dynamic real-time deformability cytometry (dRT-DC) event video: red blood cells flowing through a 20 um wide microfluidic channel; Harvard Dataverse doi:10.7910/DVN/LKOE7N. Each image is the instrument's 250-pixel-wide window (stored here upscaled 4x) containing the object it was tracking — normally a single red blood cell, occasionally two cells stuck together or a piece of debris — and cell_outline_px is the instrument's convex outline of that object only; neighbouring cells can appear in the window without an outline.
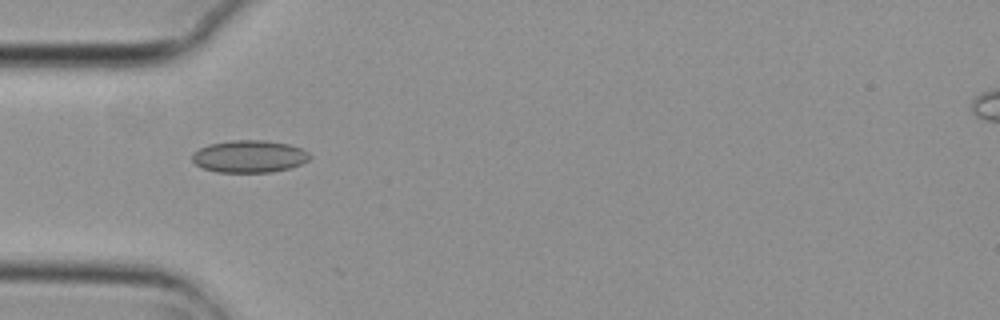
{"species": "common noctule bat (a hibernating species)", "species_latin": "Nyctalus noctula", "temperature_condition": "cold", "stored_images_in_passage": 4, "camera_frame_rate_fps": 3000, "um_per_image_px": 0.085, "animal": {"sex": "female", "body_mass_g": 29.2, "forearm_length_mm": 56.3}, "frame": {"image": 1, "passage_image": 4, "time_ms": 1.0, "image_size_px": [1000, 320], "cell_outline_px": [[312, 156], [308, 160], [300, 164], [288, 168], [272, 172], [216, 172], [204, 168], [196, 164], [192, 160], [192, 152], [208, 144], [232, 140], [264, 140], [288, 144], [300, 148], [308, 152]], "centroid_in_image_um": [21.17, 13.29], "position_along_channel_um": 63.8, "area_um2": 22.08}}